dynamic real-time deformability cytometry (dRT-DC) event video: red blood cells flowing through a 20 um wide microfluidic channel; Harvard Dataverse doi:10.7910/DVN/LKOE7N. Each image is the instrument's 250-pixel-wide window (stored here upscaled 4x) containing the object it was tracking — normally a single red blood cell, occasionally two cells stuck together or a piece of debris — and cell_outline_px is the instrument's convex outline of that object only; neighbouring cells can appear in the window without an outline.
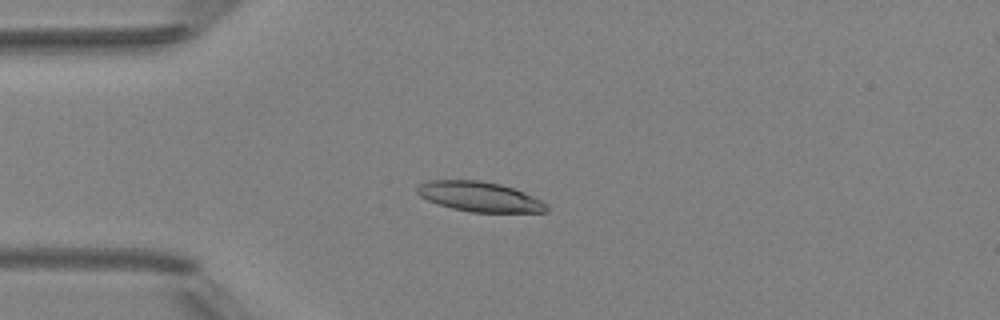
{"species": "Egyptian fruit bat (a non-hibernating species)", "species_latin": "Rousettus aegyptiacus", "temperature_condition": "room temperature", "stored_images_in_passage": 3, "camera_frame_rate_fps": 3000, "um_per_image_px": 0.085, "animal": {"sex": "female"}, "frame": {"image": 1, "passage_image": 2, "time_ms": 1.333, "image_size_px": [1000, 320], "cell_outline_px": [[548, 212], [472, 212], [452, 208], [436, 204], [420, 196], [416, 192], [416, 188], [420, 184], [428, 180], [480, 180], [500, 184], [512, 188], [532, 196], [548, 204]], "centroid_in_image_um": [40.74, 16.72], "position_along_channel_um": 44.3, "area_um2": 22.48}}